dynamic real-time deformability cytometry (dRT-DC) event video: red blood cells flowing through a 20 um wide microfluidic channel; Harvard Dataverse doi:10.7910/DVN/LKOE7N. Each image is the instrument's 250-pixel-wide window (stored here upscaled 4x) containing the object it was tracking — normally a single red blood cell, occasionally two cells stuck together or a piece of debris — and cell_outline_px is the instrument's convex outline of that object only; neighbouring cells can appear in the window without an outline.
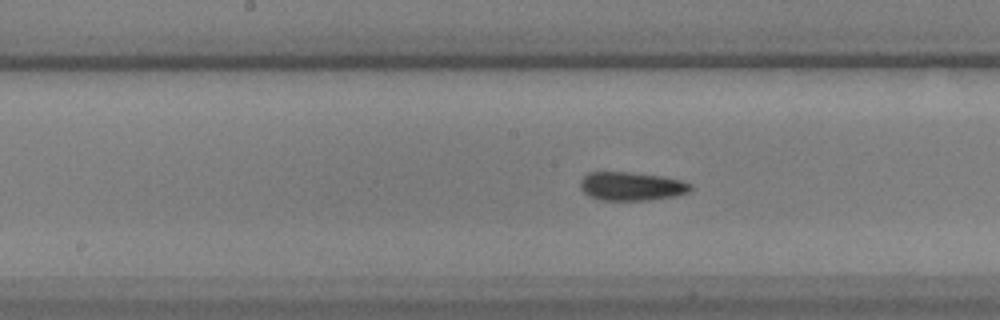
{"species": "common noctule bat (a hibernating species)", "species_latin": "Nyctalus noctula", "temperature_condition": "warm", "stored_images_in_passage": 51, "camera_frame_rate_fps": 3000, "um_per_image_px": 0.085, "animal": {"sex": "male", "body_mass_g": 17.9, "forearm_length_mm": 54.2}, "frame": {"image": 1, "passage_image": 22, "time_ms": 7.0, "image_size_px": [1000, 320], "cell_outline_px": [[692, 188], [688, 192], [676, 196], [648, 200], [600, 200], [588, 196], [580, 188], [580, 180], [588, 172], [632, 172], [664, 176], [680, 180], [692, 184]], "centroid_in_image_um": [53.67, 15.83], "position_along_channel_um": 194.5, "area_um2": 18.55}}
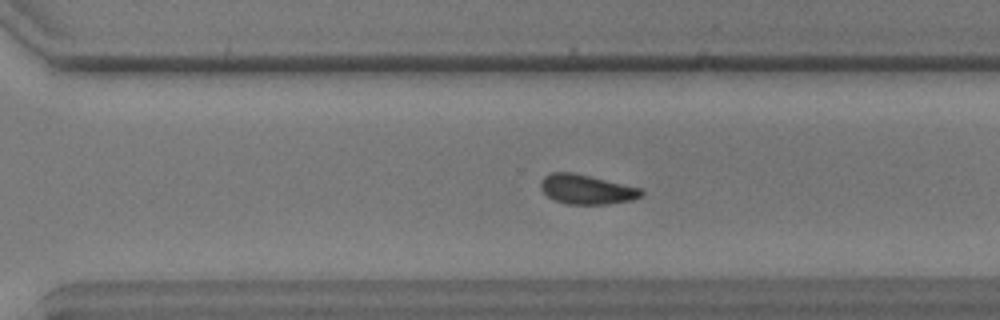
{"frame": {"image": 2, "passage_image": 33, "time_ms": 10.667, "image_size_px": [1000, 320], "cell_outline_px": [[644, 196], [632, 200], [608, 204], [568, 204], [552, 200], [540, 188], [540, 180], [544, 176], [552, 172], [572, 172], [644, 188]], "centroid_in_image_um": [49.89, 16.1], "position_along_channel_um": 320.7, "area_um2": 17.63}}
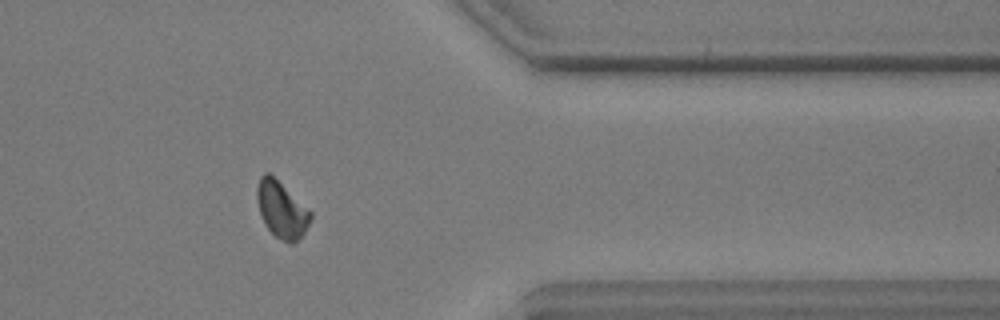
{"frame": {"image": 3, "passage_image": 40, "time_ms": 13.0, "image_size_px": [1000, 320], "cell_outline_px": [[312, 220], [304, 232], [292, 244], [288, 244], [276, 236], [264, 224], [256, 200], [256, 188], [260, 176], [264, 172], [268, 172], [312, 212]], "centroid_in_image_um": [23.92, 17.82], "position_along_channel_um": 387.5, "area_um2": 17.46}}